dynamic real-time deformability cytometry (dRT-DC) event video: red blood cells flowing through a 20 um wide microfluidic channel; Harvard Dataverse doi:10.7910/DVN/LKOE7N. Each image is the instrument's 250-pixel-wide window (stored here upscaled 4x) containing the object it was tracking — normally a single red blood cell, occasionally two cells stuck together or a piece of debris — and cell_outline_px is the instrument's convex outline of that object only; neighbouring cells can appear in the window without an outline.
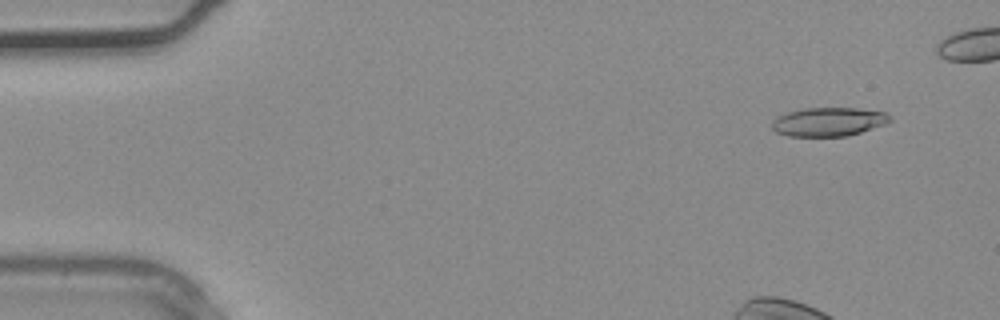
{"species": "common noctule bat (a hibernating species)", "species_latin": "Nyctalus noctula", "temperature_condition": "warm", "stored_images_in_passage": 12, "camera_frame_rate_fps": 3000, "um_per_image_px": 0.085, "animal": {"sex": "male", "body_mass_g": 20.4}, "frame": {"image": 1, "passage_image": 3, "time_ms": 0.667, "image_size_px": [1000, 320], "cell_outline_px": [[892, 120], [884, 124], [848, 136], [788, 136], [776, 132], [772, 128], [772, 120], [788, 112], [804, 108], [856, 108], [884, 112]], "centroid_in_image_um": [70.4, 10.35], "position_along_channel_um": 14.6, "area_um2": 19.54}}